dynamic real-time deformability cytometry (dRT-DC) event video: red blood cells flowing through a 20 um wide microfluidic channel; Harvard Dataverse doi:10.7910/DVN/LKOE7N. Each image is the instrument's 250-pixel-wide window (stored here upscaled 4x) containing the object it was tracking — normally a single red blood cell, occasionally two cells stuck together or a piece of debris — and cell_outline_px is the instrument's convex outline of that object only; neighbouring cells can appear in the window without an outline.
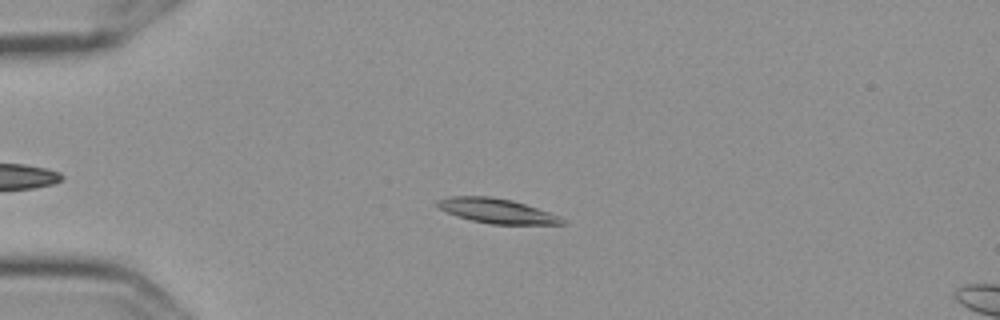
{"species": "Egyptian fruit bat (a non-hibernating species)", "species_latin": "Rousettus aegyptiacus", "temperature_condition": "cold", "stored_images_in_passage": 40, "camera_frame_rate_fps": 3000, "um_per_image_px": 0.085, "frame": {"image": 1, "passage_image": 10, "time_ms": 3.0, "image_size_px": [1000, 320], "cell_outline_px": [[564, 224], [492, 224], [472, 220], [456, 216], [440, 208], [436, 204], [436, 200], [448, 196], [492, 196], [512, 200], [560, 216], [564, 220]], "centroid_in_image_um": [42.19, 17.91], "position_along_channel_um": 42.8, "area_um2": 17.74}}
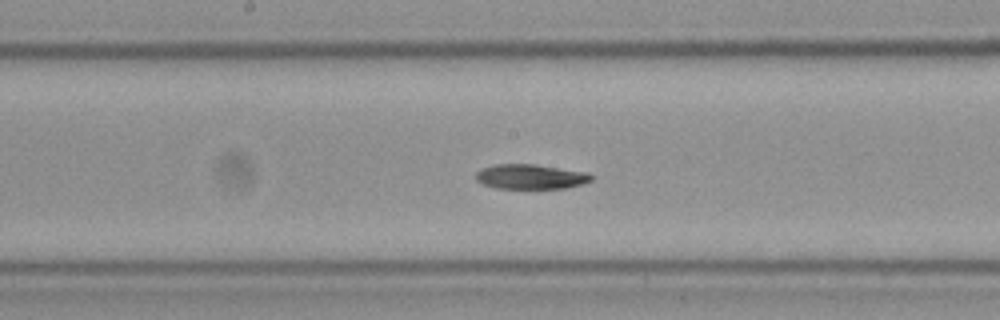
{"frame": {"image": 2, "passage_image": 26, "time_ms": 8.333, "image_size_px": [1000, 320], "cell_outline_px": [[592, 180], [580, 184], [564, 188], [496, 188], [480, 184], [476, 180], [476, 172], [480, 168], [496, 164], [536, 164], [588, 172], [592, 176]], "centroid_in_image_um": [45.05, 15.01], "position_along_channel_um": 203.1, "area_um2": 16.76}}
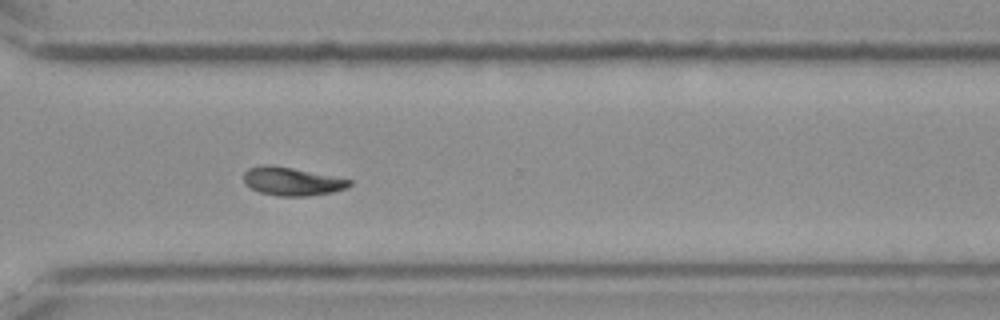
{"frame": {"image": 3, "passage_image": 38, "time_ms": 12.333, "image_size_px": [1000, 320], "cell_outline_px": [[352, 184], [348, 188], [332, 192], [308, 196], [276, 196], [260, 192], [244, 184], [244, 172], [248, 168], [260, 164], [272, 164], [352, 180]], "centroid_in_image_um": [24.79, 15.41], "position_along_channel_um": 345.8, "area_um2": 17.51}}